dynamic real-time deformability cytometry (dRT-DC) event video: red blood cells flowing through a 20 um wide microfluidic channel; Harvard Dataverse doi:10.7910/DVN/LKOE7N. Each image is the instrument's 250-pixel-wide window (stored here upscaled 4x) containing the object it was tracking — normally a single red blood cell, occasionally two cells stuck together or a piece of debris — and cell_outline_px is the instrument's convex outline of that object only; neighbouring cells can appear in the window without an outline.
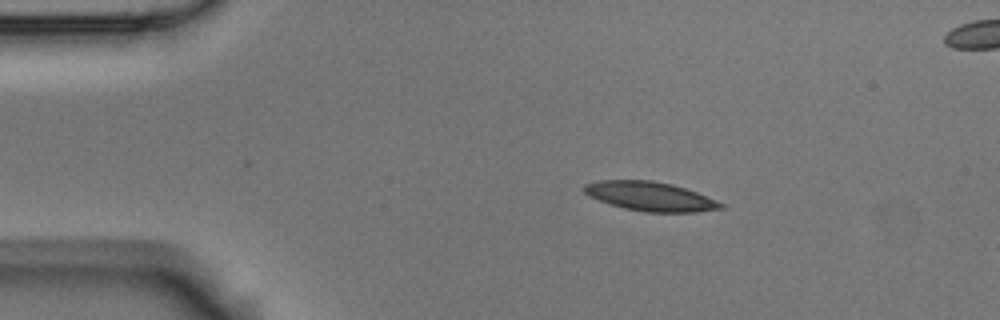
{"species": "Egyptian fruit bat (a non-hibernating species)", "species_latin": "Rousettus aegyptiacus", "temperature_condition": "room temperature", "stored_images_in_passage": 6, "camera_frame_rate_fps": 3000, "um_per_image_px": 0.085, "animal": {"sex": "male"}, "frame": {"image": 1, "passage_image": 3, "time_ms": 0.667, "image_size_px": [1000, 320], "cell_outline_px": [[724, 208], [696, 212], [644, 212], [624, 208], [588, 196], [584, 192], [584, 184], [600, 180], [652, 180], [672, 184], [696, 192], [716, 200], [724, 204]], "centroid_in_image_um": [55.27, 16.69], "position_along_channel_um": 29.7, "area_um2": 23.06}}
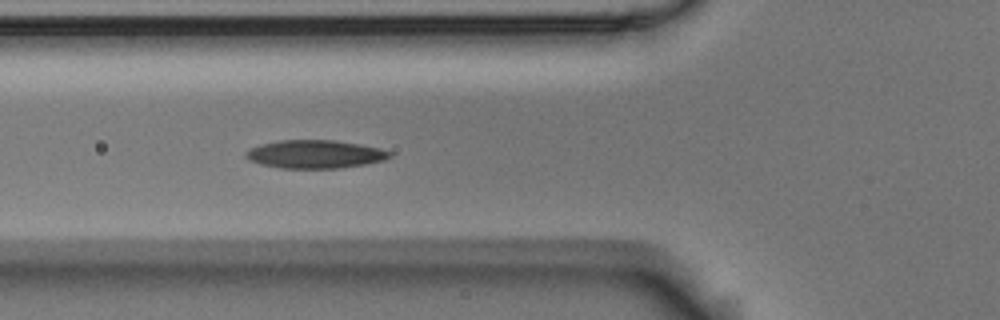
{"frame": {"image": 2, "passage_image": 6, "time_ms": 1.667, "image_size_px": [1000, 320], "cell_outline_px": [[392, 156], [384, 160], [364, 164], [340, 168], [280, 168], [260, 164], [248, 160], [244, 156], [244, 152], [248, 148], [260, 144], [280, 140], [336, 140], [360, 144], [380, 148], [392, 152]], "centroid_in_image_um": [26.74, 13.1], "position_along_channel_um": 99.1, "area_um2": 23.87}}